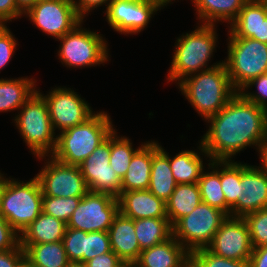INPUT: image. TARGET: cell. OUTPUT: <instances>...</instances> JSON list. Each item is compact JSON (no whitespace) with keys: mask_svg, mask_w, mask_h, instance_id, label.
<instances>
[{"mask_svg":"<svg viewBox=\"0 0 267 267\" xmlns=\"http://www.w3.org/2000/svg\"><path fill=\"white\" fill-rule=\"evenodd\" d=\"M205 122L210 125L200 140L210 161L232 160L249 146L258 152L267 140L264 109L238 92Z\"/></svg>","mask_w":267,"mask_h":267,"instance_id":"cell-1","label":"cell"},{"mask_svg":"<svg viewBox=\"0 0 267 267\" xmlns=\"http://www.w3.org/2000/svg\"><path fill=\"white\" fill-rule=\"evenodd\" d=\"M195 30L176 38L175 50L171 60L170 69L166 76L167 82L177 85L184 78L218 66L223 63L217 61L211 66L209 61L214 56L218 42L217 26L214 24H200ZM216 27V28H215ZM168 77V78H167Z\"/></svg>","mask_w":267,"mask_h":267,"instance_id":"cell-2","label":"cell"},{"mask_svg":"<svg viewBox=\"0 0 267 267\" xmlns=\"http://www.w3.org/2000/svg\"><path fill=\"white\" fill-rule=\"evenodd\" d=\"M177 86L204 121L216 115L237 93L224 62L184 78Z\"/></svg>","mask_w":267,"mask_h":267,"instance_id":"cell-3","label":"cell"},{"mask_svg":"<svg viewBox=\"0 0 267 267\" xmlns=\"http://www.w3.org/2000/svg\"><path fill=\"white\" fill-rule=\"evenodd\" d=\"M107 111H97L85 122L57 133L52 157L58 161L80 166L113 132L114 125Z\"/></svg>","mask_w":267,"mask_h":267,"instance_id":"cell-4","label":"cell"},{"mask_svg":"<svg viewBox=\"0 0 267 267\" xmlns=\"http://www.w3.org/2000/svg\"><path fill=\"white\" fill-rule=\"evenodd\" d=\"M42 198L36 177L25 182L5 177L0 195V215L21 235L41 214Z\"/></svg>","mask_w":267,"mask_h":267,"instance_id":"cell-5","label":"cell"},{"mask_svg":"<svg viewBox=\"0 0 267 267\" xmlns=\"http://www.w3.org/2000/svg\"><path fill=\"white\" fill-rule=\"evenodd\" d=\"M19 110L13 122L31 154L36 158L52 155L56 148L57 133L53 129L44 97L36 90Z\"/></svg>","mask_w":267,"mask_h":267,"instance_id":"cell-6","label":"cell"},{"mask_svg":"<svg viewBox=\"0 0 267 267\" xmlns=\"http://www.w3.org/2000/svg\"><path fill=\"white\" fill-rule=\"evenodd\" d=\"M224 64L238 92L251 79L267 73V44L251 38L228 36Z\"/></svg>","mask_w":267,"mask_h":267,"instance_id":"cell-7","label":"cell"},{"mask_svg":"<svg viewBox=\"0 0 267 267\" xmlns=\"http://www.w3.org/2000/svg\"><path fill=\"white\" fill-rule=\"evenodd\" d=\"M84 20L71 32L56 41H60L57 52L59 61L67 68H86L104 66L109 61L108 42L99 32L83 28Z\"/></svg>","mask_w":267,"mask_h":267,"instance_id":"cell-8","label":"cell"},{"mask_svg":"<svg viewBox=\"0 0 267 267\" xmlns=\"http://www.w3.org/2000/svg\"><path fill=\"white\" fill-rule=\"evenodd\" d=\"M228 215L202 202L172 226V236L191 254L207 248Z\"/></svg>","mask_w":267,"mask_h":267,"instance_id":"cell-9","label":"cell"},{"mask_svg":"<svg viewBox=\"0 0 267 267\" xmlns=\"http://www.w3.org/2000/svg\"><path fill=\"white\" fill-rule=\"evenodd\" d=\"M37 159L46 161L41 171L35 174L43 196L83 197L89 192L79 166L62 163L51 155Z\"/></svg>","mask_w":267,"mask_h":267,"instance_id":"cell-10","label":"cell"},{"mask_svg":"<svg viewBox=\"0 0 267 267\" xmlns=\"http://www.w3.org/2000/svg\"><path fill=\"white\" fill-rule=\"evenodd\" d=\"M23 16L55 40L71 32L83 21L76 12L73 0H40Z\"/></svg>","mask_w":267,"mask_h":267,"instance_id":"cell-11","label":"cell"},{"mask_svg":"<svg viewBox=\"0 0 267 267\" xmlns=\"http://www.w3.org/2000/svg\"><path fill=\"white\" fill-rule=\"evenodd\" d=\"M37 91L44 97L48 105L55 133L81 124L95 113L85 98H81V94L79 95L73 88L55 86L46 95L39 89Z\"/></svg>","mask_w":267,"mask_h":267,"instance_id":"cell-12","label":"cell"},{"mask_svg":"<svg viewBox=\"0 0 267 267\" xmlns=\"http://www.w3.org/2000/svg\"><path fill=\"white\" fill-rule=\"evenodd\" d=\"M164 7L159 0H111L103 13L112 30L135 35L147 28L152 17Z\"/></svg>","mask_w":267,"mask_h":267,"instance_id":"cell-13","label":"cell"},{"mask_svg":"<svg viewBox=\"0 0 267 267\" xmlns=\"http://www.w3.org/2000/svg\"><path fill=\"white\" fill-rule=\"evenodd\" d=\"M118 212V198L105 193L89 191L81 198L78 207L67 222V227L87 233L107 232Z\"/></svg>","mask_w":267,"mask_h":267,"instance_id":"cell-14","label":"cell"},{"mask_svg":"<svg viewBox=\"0 0 267 267\" xmlns=\"http://www.w3.org/2000/svg\"><path fill=\"white\" fill-rule=\"evenodd\" d=\"M111 134L79 166L89 191L118 198L122 179L109 165Z\"/></svg>","mask_w":267,"mask_h":267,"instance_id":"cell-15","label":"cell"},{"mask_svg":"<svg viewBox=\"0 0 267 267\" xmlns=\"http://www.w3.org/2000/svg\"><path fill=\"white\" fill-rule=\"evenodd\" d=\"M207 249L220 257L249 261L253 247L246 221L241 217L228 216Z\"/></svg>","mask_w":267,"mask_h":267,"instance_id":"cell-16","label":"cell"},{"mask_svg":"<svg viewBox=\"0 0 267 267\" xmlns=\"http://www.w3.org/2000/svg\"><path fill=\"white\" fill-rule=\"evenodd\" d=\"M238 201L231 208V217L267 208V177L256 165L240 162Z\"/></svg>","mask_w":267,"mask_h":267,"instance_id":"cell-17","label":"cell"},{"mask_svg":"<svg viewBox=\"0 0 267 267\" xmlns=\"http://www.w3.org/2000/svg\"><path fill=\"white\" fill-rule=\"evenodd\" d=\"M227 27L228 36L251 38L267 44V2L248 0Z\"/></svg>","mask_w":267,"mask_h":267,"instance_id":"cell-18","label":"cell"},{"mask_svg":"<svg viewBox=\"0 0 267 267\" xmlns=\"http://www.w3.org/2000/svg\"><path fill=\"white\" fill-rule=\"evenodd\" d=\"M107 232L111 250L126 265L138 261L142 250L135 235L133 219L118 212Z\"/></svg>","mask_w":267,"mask_h":267,"instance_id":"cell-19","label":"cell"},{"mask_svg":"<svg viewBox=\"0 0 267 267\" xmlns=\"http://www.w3.org/2000/svg\"><path fill=\"white\" fill-rule=\"evenodd\" d=\"M119 212L133 220L143 218H167L165 202L149 190L122 192Z\"/></svg>","mask_w":267,"mask_h":267,"instance_id":"cell-20","label":"cell"},{"mask_svg":"<svg viewBox=\"0 0 267 267\" xmlns=\"http://www.w3.org/2000/svg\"><path fill=\"white\" fill-rule=\"evenodd\" d=\"M176 186L177 182L169 165V153L158 141L153 140V157L148 190L157 198L166 202Z\"/></svg>","mask_w":267,"mask_h":267,"instance_id":"cell-21","label":"cell"},{"mask_svg":"<svg viewBox=\"0 0 267 267\" xmlns=\"http://www.w3.org/2000/svg\"><path fill=\"white\" fill-rule=\"evenodd\" d=\"M153 157V140L146 143L134 154L121 182L122 192L148 190Z\"/></svg>","mask_w":267,"mask_h":267,"instance_id":"cell-22","label":"cell"},{"mask_svg":"<svg viewBox=\"0 0 267 267\" xmlns=\"http://www.w3.org/2000/svg\"><path fill=\"white\" fill-rule=\"evenodd\" d=\"M190 253L173 237L143 249L138 261L146 267H180Z\"/></svg>","mask_w":267,"mask_h":267,"instance_id":"cell-23","label":"cell"},{"mask_svg":"<svg viewBox=\"0 0 267 267\" xmlns=\"http://www.w3.org/2000/svg\"><path fill=\"white\" fill-rule=\"evenodd\" d=\"M198 151L182 150L175 156H169V165L177 184L198 183L202 171L206 168L203 157L209 159L199 140Z\"/></svg>","mask_w":267,"mask_h":267,"instance_id":"cell-24","label":"cell"},{"mask_svg":"<svg viewBox=\"0 0 267 267\" xmlns=\"http://www.w3.org/2000/svg\"><path fill=\"white\" fill-rule=\"evenodd\" d=\"M67 223L44 212L21 233L20 245H34L62 241Z\"/></svg>","mask_w":267,"mask_h":267,"instance_id":"cell-25","label":"cell"},{"mask_svg":"<svg viewBox=\"0 0 267 267\" xmlns=\"http://www.w3.org/2000/svg\"><path fill=\"white\" fill-rule=\"evenodd\" d=\"M196 11L197 23L214 24L219 21L228 23L238 16V13L248 0H191Z\"/></svg>","mask_w":267,"mask_h":267,"instance_id":"cell-26","label":"cell"},{"mask_svg":"<svg viewBox=\"0 0 267 267\" xmlns=\"http://www.w3.org/2000/svg\"><path fill=\"white\" fill-rule=\"evenodd\" d=\"M33 77L0 79V113L19 111V108L33 95L38 87Z\"/></svg>","mask_w":267,"mask_h":267,"instance_id":"cell-27","label":"cell"},{"mask_svg":"<svg viewBox=\"0 0 267 267\" xmlns=\"http://www.w3.org/2000/svg\"><path fill=\"white\" fill-rule=\"evenodd\" d=\"M201 201L198 183L177 184L170 198L165 202L166 215L171 226L191 213Z\"/></svg>","mask_w":267,"mask_h":267,"instance_id":"cell-28","label":"cell"},{"mask_svg":"<svg viewBox=\"0 0 267 267\" xmlns=\"http://www.w3.org/2000/svg\"><path fill=\"white\" fill-rule=\"evenodd\" d=\"M25 259L36 267H68L69 260L62 241L21 245Z\"/></svg>","mask_w":267,"mask_h":267,"instance_id":"cell-29","label":"cell"},{"mask_svg":"<svg viewBox=\"0 0 267 267\" xmlns=\"http://www.w3.org/2000/svg\"><path fill=\"white\" fill-rule=\"evenodd\" d=\"M207 161L208 169L202 171L198 180L201 200L226 213V200L220 182V161Z\"/></svg>","mask_w":267,"mask_h":267,"instance_id":"cell-30","label":"cell"},{"mask_svg":"<svg viewBox=\"0 0 267 267\" xmlns=\"http://www.w3.org/2000/svg\"><path fill=\"white\" fill-rule=\"evenodd\" d=\"M135 235L140 249L153 247L172 236L168 218H143L134 220Z\"/></svg>","mask_w":267,"mask_h":267,"instance_id":"cell-31","label":"cell"},{"mask_svg":"<svg viewBox=\"0 0 267 267\" xmlns=\"http://www.w3.org/2000/svg\"><path fill=\"white\" fill-rule=\"evenodd\" d=\"M141 143L136 149L132 140L126 136H119L115 128L111 133V155L109 165L122 179L128 170V166L134 154L145 144Z\"/></svg>","mask_w":267,"mask_h":267,"instance_id":"cell-32","label":"cell"},{"mask_svg":"<svg viewBox=\"0 0 267 267\" xmlns=\"http://www.w3.org/2000/svg\"><path fill=\"white\" fill-rule=\"evenodd\" d=\"M220 182L226 200V214L231 217V208L238 201L240 162L220 161Z\"/></svg>","mask_w":267,"mask_h":267,"instance_id":"cell-33","label":"cell"},{"mask_svg":"<svg viewBox=\"0 0 267 267\" xmlns=\"http://www.w3.org/2000/svg\"><path fill=\"white\" fill-rule=\"evenodd\" d=\"M82 197L43 196L42 212L67 223Z\"/></svg>","mask_w":267,"mask_h":267,"instance_id":"cell-34","label":"cell"},{"mask_svg":"<svg viewBox=\"0 0 267 267\" xmlns=\"http://www.w3.org/2000/svg\"><path fill=\"white\" fill-rule=\"evenodd\" d=\"M246 221L253 248L267 245V208L246 214Z\"/></svg>","mask_w":267,"mask_h":267,"instance_id":"cell-35","label":"cell"},{"mask_svg":"<svg viewBox=\"0 0 267 267\" xmlns=\"http://www.w3.org/2000/svg\"><path fill=\"white\" fill-rule=\"evenodd\" d=\"M62 242L69 262L84 263L85 231L67 227Z\"/></svg>","mask_w":267,"mask_h":267,"instance_id":"cell-36","label":"cell"},{"mask_svg":"<svg viewBox=\"0 0 267 267\" xmlns=\"http://www.w3.org/2000/svg\"><path fill=\"white\" fill-rule=\"evenodd\" d=\"M190 256L200 267H250L249 261L220 257L210 252L207 248L195 250Z\"/></svg>","mask_w":267,"mask_h":267,"instance_id":"cell-37","label":"cell"},{"mask_svg":"<svg viewBox=\"0 0 267 267\" xmlns=\"http://www.w3.org/2000/svg\"><path fill=\"white\" fill-rule=\"evenodd\" d=\"M111 251L108 232H85L84 264L94 257Z\"/></svg>","mask_w":267,"mask_h":267,"instance_id":"cell-38","label":"cell"},{"mask_svg":"<svg viewBox=\"0 0 267 267\" xmlns=\"http://www.w3.org/2000/svg\"><path fill=\"white\" fill-rule=\"evenodd\" d=\"M257 88L256 91H249L253 88ZM246 100L254 103L258 107H267V73L251 79L243 88L238 91Z\"/></svg>","mask_w":267,"mask_h":267,"instance_id":"cell-39","label":"cell"},{"mask_svg":"<svg viewBox=\"0 0 267 267\" xmlns=\"http://www.w3.org/2000/svg\"><path fill=\"white\" fill-rule=\"evenodd\" d=\"M15 35L7 27V25H0V71L9 64L17 50Z\"/></svg>","mask_w":267,"mask_h":267,"instance_id":"cell-40","label":"cell"},{"mask_svg":"<svg viewBox=\"0 0 267 267\" xmlns=\"http://www.w3.org/2000/svg\"><path fill=\"white\" fill-rule=\"evenodd\" d=\"M20 243V235L0 215V252L14 249Z\"/></svg>","mask_w":267,"mask_h":267,"instance_id":"cell-41","label":"cell"},{"mask_svg":"<svg viewBox=\"0 0 267 267\" xmlns=\"http://www.w3.org/2000/svg\"><path fill=\"white\" fill-rule=\"evenodd\" d=\"M23 14L15 0H0V25H7L6 23L12 20L21 19Z\"/></svg>","mask_w":267,"mask_h":267,"instance_id":"cell-42","label":"cell"},{"mask_svg":"<svg viewBox=\"0 0 267 267\" xmlns=\"http://www.w3.org/2000/svg\"><path fill=\"white\" fill-rule=\"evenodd\" d=\"M87 267H124L126 264L111 250L85 263Z\"/></svg>","mask_w":267,"mask_h":267,"instance_id":"cell-43","label":"cell"},{"mask_svg":"<svg viewBox=\"0 0 267 267\" xmlns=\"http://www.w3.org/2000/svg\"><path fill=\"white\" fill-rule=\"evenodd\" d=\"M24 258L25 252L19 243L14 249L0 252V267H17Z\"/></svg>","mask_w":267,"mask_h":267,"instance_id":"cell-44","label":"cell"},{"mask_svg":"<svg viewBox=\"0 0 267 267\" xmlns=\"http://www.w3.org/2000/svg\"><path fill=\"white\" fill-rule=\"evenodd\" d=\"M111 0H73L77 14L84 20L86 16L91 14L98 7L106 6Z\"/></svg>","mask_w":267,"mask_h":267,"instance_id":"cell-45","label":"cell"},{"mask_svg":"<svg viewBox=\"0 0 267 267\" xmlns=\"http://www.w3.org/2000/svg\"><path fill=\"white\" fill-rule=\"evenodd\" d=\"M249 265L250 267H267V245L253 248Z\"/></svg>","mask_w":267,"mask_h":267,"instance_id":"cell-46","label":"cell"},{"mask_svg":"<svg viewBox=\"0 0 267 267\" xmlns=\"http://www.w3.org/2000/svg\"><path fill=\"white\" fill-rule=\"evenodd\" d=\"M260 165L258 166L267 177V140L258 151Z\"/></svg>","mask_w":267,"mask_h":267,"instance_id":"cell-47","label":"cell"},{"mask_svg":"<svg viewBox=\"0 0 267 267\" xmlns=\"http://www.w3.org/2000/svg\"><path fill=\"white\" fill-rule=\"evenodd\" d=\"M40 0H15L17 7L25 13L29 8L34 6Z\"/></svg>","mask_w":267,"mask_h":267,"instance_id":"cell-48","label":"cell"},{"mask_svg":"<svg viewBox=\"0 0 267 267\" xmlns=\"http://www.w3.org/2000/svg\"><path fill=\"white\" fill-rule=\"evenodd\" d=\"M180 267H200V266L191 256H189L187 260Z\"/></svg>","mask_w":267,"mask_h":267,"instance_id":"cell-49","label":"cell"},{"mask_svg":"<svg viewBox=\"0 0 267 267\" xmlns=\"http://www.w3.org/2000/svg\"><path fill=\"white\" fill-rule=\"evenodd\" d=\"M68 267H87L84 263L80 262H70Z\"/></svg>","mask_w":267,"mask_h":267,"instance_id":"cell-50","label":"cell"},{"mask_svg":"<svg viewBox=\"0 0 267 267\" xmlns=\"http://www.w3.org/2000/svg\"><path fill=\"white\" fill-rule=\"evenodd\" d=\"M17 267H31V264L24 258Z\"/></svg>","mask_w":267,"mask_h":267,"instance_id":"cell-51","label":"cell"},{"mask_svg":"<svg viewBox=\"0 0 267 267\" xmlns=\"http://www.w3.org/2000/svg\"><path fill=\"white\" fill-rule=\"evenodd\" d=\"M5 175L3 173H1L0 171V195H1V192H2V187H3V183H4V180H5Z\"/></svg>","mask_w":267,"mask_h":267,"instance_id":"cell-52","label":"cell"},{"mask_svg":"<svg viewBox=\"0 0 267 267\" xmlns=\"http://www.w3.org/2000/svg\"><path fill=\"white\" fill-rule=\"evenodd\" d=\"M128 265H129V267H146V266H143L139 261L130 263Z\"/></svg>","mask_w":267,"mask_h":267,"instance_id":"cell-53","label":"cell"},{"mask_svg":"<svg viewBox=\"0 0 267 267\" xmlns=\"http://www.w3.org/2000/svg\"><path fill=\"white\" fill-rule=\"evenodd\" d=\"M165 7L168 6V4L174 3L175 0H159Z\"/></svg>","mask_w":267,"mask_h":267,"instance_id":"cell-54","label":"cell"},{"mask_svg":"<svg viewBox=\"0 0 267 267\" xmlns=\"http://www.w3.org/2000/svg\"><path fill=\"white\" fill-rule=\"evenodd\" d=\"M265 111V126H266V130H267V107L264 108Z\"/></svg>","mask_w":267,"mask_h":267,"instance_id":"cell-55","label":"cell"}]
</instances>
